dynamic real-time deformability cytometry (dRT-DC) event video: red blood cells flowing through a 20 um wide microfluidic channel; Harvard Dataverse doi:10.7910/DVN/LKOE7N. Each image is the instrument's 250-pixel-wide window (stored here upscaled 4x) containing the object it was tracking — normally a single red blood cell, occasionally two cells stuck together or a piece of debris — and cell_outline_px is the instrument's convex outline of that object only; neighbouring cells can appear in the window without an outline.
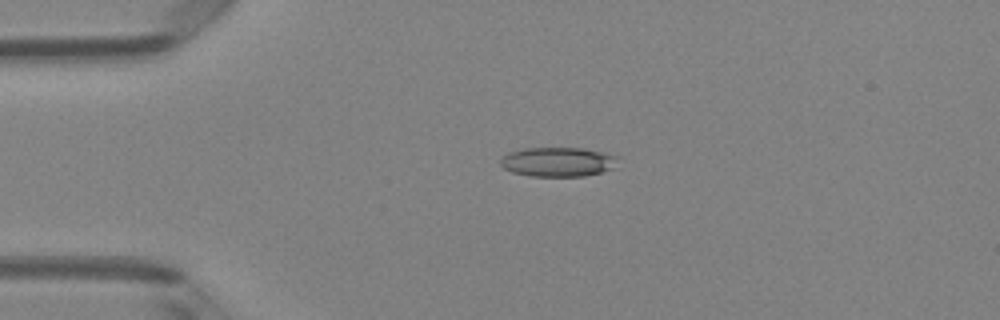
{"species": "Egyptian fruit bat (a non-hibernating species)", "species_latin": "Rousettus aegyptiacus", "temperature_condition": "room temperature", "stored_images_in_passage": 4, "camera_frame_rate_fps": 3000, "um_per_image_px": 0.085, "animal": {"sex": "female"}, "frame": {"image": 1, "passage_image": 3, "time_ms": 0.667, "image_size_px": [1000, 320], "cell_outline_px": [[620, 156], [612, 168], [600, 172], [584, 176], [528, 176], [512, 172], [504, 168], [500, 164], [500, 160], [508, 152], [524, 148], [580, 148], [604, 152]], "centroid_in_image_um": [47.41, 13.75], "position_along_channel_um": 37.6, "area_um2": 20.11}}